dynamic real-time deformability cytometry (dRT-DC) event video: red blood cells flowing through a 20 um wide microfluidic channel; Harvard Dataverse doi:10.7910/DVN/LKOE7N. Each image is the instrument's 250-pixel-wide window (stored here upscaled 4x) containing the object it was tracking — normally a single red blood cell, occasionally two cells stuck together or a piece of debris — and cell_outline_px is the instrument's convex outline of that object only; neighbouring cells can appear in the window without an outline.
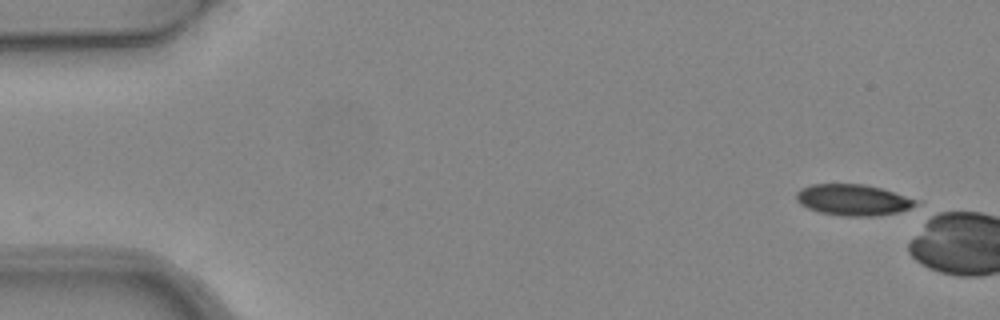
{"species": "common noctule bat (a hibernating species)", "species_latin": "Nyctalus noctula", "temperature_condition": "warm", "stored_images_in_passage": 2, "camera_frame_rate_fps": 3000, "um_per_image_px": 0.085, "animal": {"sex": "female", "body_mass_g": 24.6, "forearm_length_mm": 56.2}, "frame": {"image": 1, "passage_image": 1, "time_ms": 0.0, "image_size_px": [1000, 320], "cell_outline_px": [[920, 200], [916, 204], [900, 212], [872, 216], [844, 216], [820, 212], [808, 208], [800, 204], [796, 200], [796, 192], [800, 188], [812, 184], [864, 184], [880, 188]], "centroid_in_image_um": [72.49, 16.98], "position_along_channel_um": 12.5, "area_um2": 21.62}}